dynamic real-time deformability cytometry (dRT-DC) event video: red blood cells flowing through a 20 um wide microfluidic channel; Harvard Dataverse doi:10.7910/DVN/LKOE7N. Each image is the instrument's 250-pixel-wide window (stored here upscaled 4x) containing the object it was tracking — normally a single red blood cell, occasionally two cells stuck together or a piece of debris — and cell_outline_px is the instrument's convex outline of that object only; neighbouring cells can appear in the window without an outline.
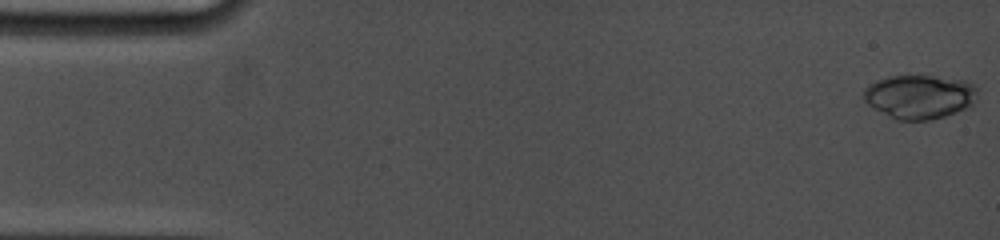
{"species": "common noctule bat (a hibernating species)", "species_latin": "Nyctalus noctula", "temperature_condition": "cold", "stored_images_in_passage": 13, "camera_frame_rate_fps": 5000, "um_per_image_px": 0.085, "animal": {"sex": "female", "body_mass_g": 19.0, "forearm_length_mm": 53.3}, "frame": {"image": 1, "passage_image": 1, "time_ms": 0.0, "image_size_px": [1000, 240], "cell_outline_px": [[976, 100], [972, 108], [944, 116], [928, 120], [896, 120], [868, 104], [864, 100], [864, 88], [868, 84], [876, 80], [888, 76], [932, 76], [968, 80], [976, 88]], "centroid_in_image_um": [78.2, 8.22], "position_along_channel_um": 6.8, "area_um2": 29.36}}